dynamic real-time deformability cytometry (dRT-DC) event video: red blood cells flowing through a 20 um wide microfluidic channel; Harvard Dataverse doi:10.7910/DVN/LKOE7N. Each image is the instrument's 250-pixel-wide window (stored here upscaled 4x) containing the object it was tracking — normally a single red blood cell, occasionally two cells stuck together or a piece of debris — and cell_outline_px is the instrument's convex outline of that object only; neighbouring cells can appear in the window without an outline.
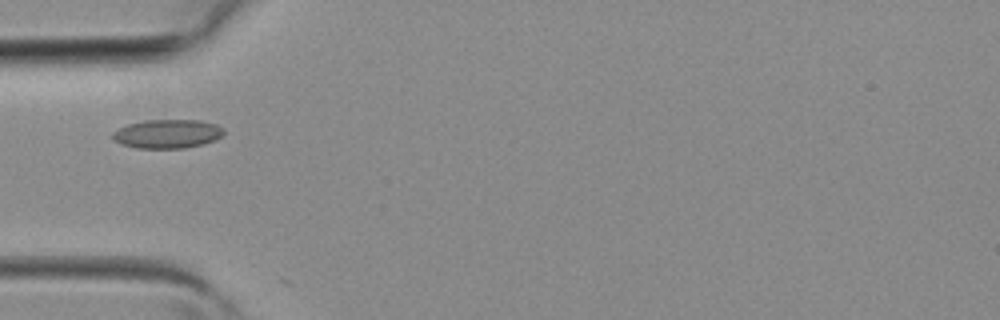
{"species": "common noctule bat (a hibernating species)", "species_latin": "Nyctalus noctula", "temperature_condition": "room temperature", "stored_images_in_passage": 2, "camera_frame_rate_fps": 3000, "um_per_image_px": 0.085, "animal": {"sex": "female", "body_mass_g": 19.3, "forearm_length_mm": 54.1}, "frame": {"image": 1, "passage_image": 2, "time_ms": 0.333, "image_size_px": [1000, 320], "cell_outline_px": [[224, 132], [220, 136], [212, 140], [200, 144], [184, 148], [136, 148], [120, 144], [112, 136], [112, 132], [116, 128], [128, 124], [148, 120], [200, 120], [216, 124], [224, 128]], "centroid_in_image_um": [14.19, 11.37], "position_along_channel_um": 70.8, "area_um2": 18.55}}